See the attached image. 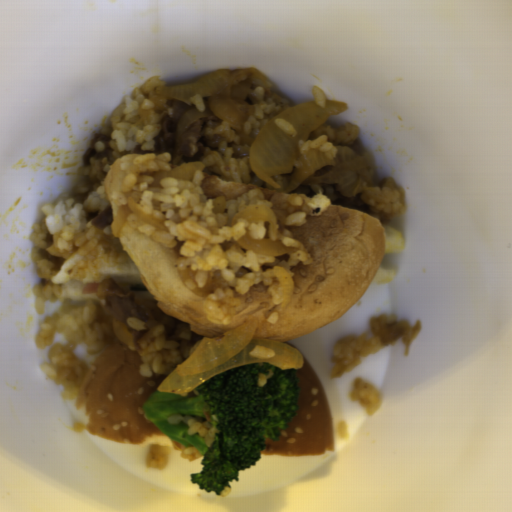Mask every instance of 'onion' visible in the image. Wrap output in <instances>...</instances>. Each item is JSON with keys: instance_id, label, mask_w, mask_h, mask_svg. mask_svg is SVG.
Wrapping results in <instances>:
<instances>
[{"instance_id": "onion-1", "label": "onion", "mask_w": 512, "mask_h": 512, "mask_svg": "<svg viewBox=\"0 0 512 512\" xmlns=\"http://www.w3.org/2000/svg\"><path fill=\"white\" fill-rule=\"evenodd\" d=\"M344 102L325 99V107L314 100L284 109L264 123L248 150L249 164L260 180L275 189L280 183L272 175L287 177L289 184L282 193H290L303 183L331 184L341 196L354 197L374 186L378 173L370 153L357 154L348 147L335 146L337 153L330 159L316 149L300 154L298 141L320 128L331 116L346 112ZM277 118L294 125L297 134L291 137L273 122Z\"/></svg>"}, {"instance_id": "onion-2", "label": "onion", "mask_w": 512, "mask_h": 512, "mask_svg": "<svg viewBox=\"0 0 512 512\" xmlns=\"http://www.w3.org/2000/svg\"><path fill=\"white\" fill-rule=\"evenodd\" d=\"M260 322L258 316H249L220 339L205 336L156 389L161 393L186 396L218 374L254 363H270L283 371L303 368L304 356L298 349L273 339L255 337ZM257 345L271 349L275 356L267 360L249 356Z\"/></svg>"}, {"instance_id": "onion-3", "label": "onion", "mask_w": 512, "mask_h": 512, "mask_svg": "<svg viewBox=\"0 0 512 512\" xmlns=\"http://www.w3.org/2000/svg\"><path fill=\"white\" fill-rule=\"evenodd\" d=\"M236 81L232 72L221 68L207 73L199 80L159 88L157 97L176 99L191 105L192 96H201L204 110L200 111L194 108L185 112L178 122V136L184 134L191 123L204 117H218L227 126L240 131L242 129V115L227 103L223 95Z\"/></svg>"}, {"instance_id": "onion-4", "label": "onion", "mask_w": 512, "mask_h": 512, "mask_svg": "<svg viewBox=\"0 0 512 512\" xmlns=\"http://www.w3.org/2000/svg\"><path fill=\"white\" fill-rule=\"evenodd\" d=\"M238 220L249 223L263 222L266 234L263 239L251 238L249 234L240 236L237 242L243 249H250L256 255L280 256L294 253L295 248L283 245L285 236L281 235L277 228V217L273 209L265 204H251L235 213L231 220L234 226Z\"/></svg>"}, {"instance_id": "onion-5", "label": "onion", "mask_w": 512, "mask_h": 512, "mask_svg": "<svg viewBox=\"0 0 512 512\" xmlns=\"http://www.w3.org/2000/svg\"><path fill=\"white\" fill-rule=\"evenodd\" d=\"M141 195L142 192L133 191L129 195L126 204L121 205L119 207L117 215L111 225V234H113L115 237L120 236L123 228L127 224L128 217L130 214H134L135 217L141 220L142 222L153 225L162 231H168L165 225L149 217L142 211V209L139 207Z\"/></svg>"}, {"instance_id": "onion-6", "label": "onion", "mask_w": 512, "mask_h": 512, "mask_svg": "<svg viewBox=\"0 0 512 512\" xmlns=\"http://www.w3.org/2000/svg\"><path fill=\"white\" fill-rule=\"evenodd\" d=\"M206 162H190L178 165L174 170H162L153 174L154 182L152 187L160 186L161 180L165 178L187 180L191 179L196 172H202Z\"/></svg>"}, {"instance_id": "onion-7", "label": "onion", "mask_w": 512, "mask_h": 512, "mask_svg": "<svg viewBox=\"0 0 512 512\" xmlns=\"http://www.w3.org/2000/svg\"><path fill=\"white\" fill-rule=\"evenodd\" d=\"M170 452L169 446L151 443L146 454L145 468L164 470L169 461Z\"/></svg>"}, {"instance_id": "onion-8", "label": "onion", "mask_w": 512, "mask_h": 512, "mask_svg": "<svg viewBox=\"0 0 512 512\" xmlns=\"http://www.w3.org/2000/svg\"><path fill=\"white\" fill-rule=\"evenodd\" d=\"M273 273L276 275L280 282L282 291L280 308L281 310H284L292 300L295 281L292 275H290L286 269L280 267L279 265L273 268Z\"/></svg>"}, {"instance_id": "onion-9", "label": "onion", "mask_w": 512, "mask_h": 512, "mask_svg": "<svg viewBox=\"0 0 512 512\" xmlns=\"http://www.w3.org/2000/svg\"><path fill=\"white\" fill-rule=\"evenodd\" d=\"M226 204H227V200H226L225 196H219V197H216L215 199H213V202H212V206L214 207V208H212L213 214L222 213L223 211H225Z\"/></svg>"}]
</instances>
